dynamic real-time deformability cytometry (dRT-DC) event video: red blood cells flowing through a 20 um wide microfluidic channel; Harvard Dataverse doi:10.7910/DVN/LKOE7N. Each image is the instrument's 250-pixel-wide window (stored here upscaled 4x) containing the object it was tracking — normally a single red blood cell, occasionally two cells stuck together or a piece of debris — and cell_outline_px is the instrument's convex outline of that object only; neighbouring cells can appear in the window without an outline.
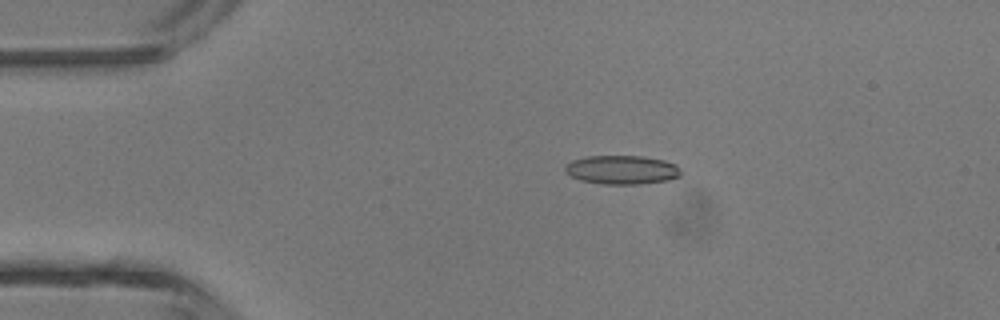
{"species": "common noctule bat (a hibernating species)", "species_latin": "Nyctalus noctula", "temperature_condition": "room temperature", "stored_images_in_passage": 4, "camera_frame_rate_fps": 3000, "um_per_image_px": 0.085, "animal": {"sex": "male", "body_mass_g": 13.3}, "frame": {"image": 1, "passage_image": 3, "time_ms": 2.333, "image_size_px": [1000, 320], "cell_outline_px": [[680, 176], [668, 180], [640, 184], [604, 184], [580, 180], [564, 172], [564, 168], [572, 160], [588, 156], [644, 156], [664, 160], [676, 164], [680, 168]], "centroid_in_image_um": [52.87, 14.43], "position_along_channel_um": 32.1, "area_um2": 19.48}}